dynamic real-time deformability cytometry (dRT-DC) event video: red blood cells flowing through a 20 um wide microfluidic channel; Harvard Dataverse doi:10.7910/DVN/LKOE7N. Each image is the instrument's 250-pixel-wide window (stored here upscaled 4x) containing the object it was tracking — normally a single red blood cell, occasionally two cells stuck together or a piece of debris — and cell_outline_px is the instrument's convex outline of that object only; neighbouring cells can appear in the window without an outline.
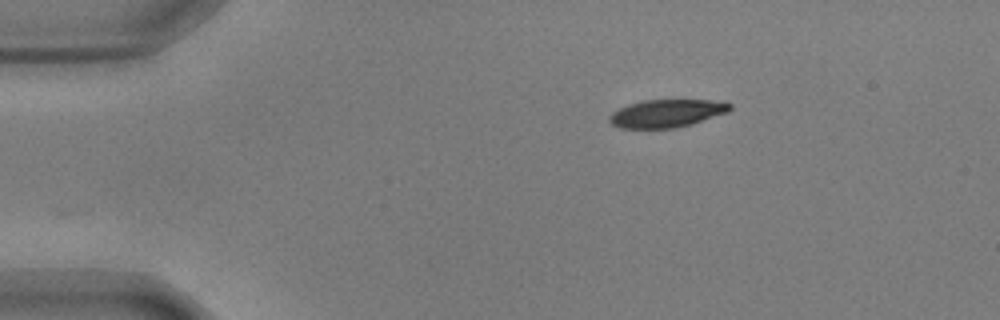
{"species": "common noctule bat (a hibernating species)", "species_latin": "Nyctalus noctula", "temperature_condition": "warm", "stored_images_in_passage": 29, "camera_frame_rate_fps": 3000, "um_per_image_px": 0.085, "animal": {"sex": "male", "body_mass_g": 17.9, "forearm_length_mm": 54.2}, "frame": {"image": 1, "passage_image": 1, "time_ms": 0.0, "image_size_px": [1000, 320], "cell_outline_px": [[732, 108], [728, 112], [692, 124], [676, 128], [620, 128], [612, 124], [608, 120], [608, 116], [612, 112], [628, 104], [640, 100], [708, 100], [732, 104]], "centroid_in_image_um": [56.64, 9.64], "position_along_channel_um": 28.4, "area_um2": 19.59}}
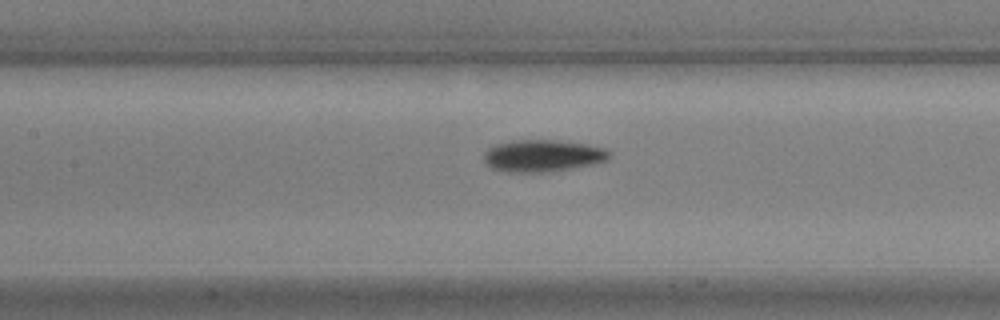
{"frame": {"image": 2, "passage_image": 17, "time_ms": 5.333, "image_size_px": [1000, 320], "cell_outline_px": [[612, 152], [608, 160], [592, 164], [568, 168], [540, 172], [504, 172], [492, 168], [484, 160], [484, 152], [488, 148], [496, 144], [512, 140], [556, 140], [588, 144], [604, 148]], "centroid_in_image_um": [46.12, 13.22], "position_along_channel_um": 161.3, "area_um2": 23.29}}
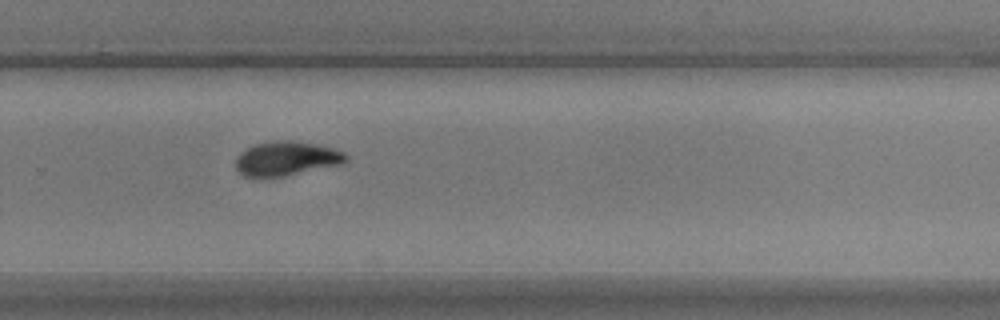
{"frame": {"image": 3, "passage_image": 29, "time_ms": 9.333, "image_size_px": [1000, 320], "cell_outline_px": [[348, 160], [340, 164], [284, 176], [260, 180], [244, 176], [236, 168], [236, 156], [240, 152], [256, 144], [280, 140], [292, 140], [316, 144], [332, 148], [344, 152], [348, 156]], "centroid_in_image_um": [24.3, 13.5], "position_along_channel_um": 305.5, "area_um2": 22.25}}